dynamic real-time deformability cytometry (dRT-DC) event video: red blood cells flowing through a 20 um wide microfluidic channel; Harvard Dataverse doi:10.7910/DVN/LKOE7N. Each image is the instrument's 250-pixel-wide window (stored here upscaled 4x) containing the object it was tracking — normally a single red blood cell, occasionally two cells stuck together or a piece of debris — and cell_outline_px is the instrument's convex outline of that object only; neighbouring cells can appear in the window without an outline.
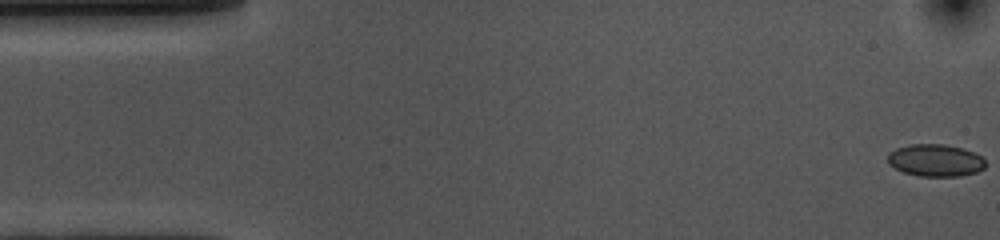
{"species": "common noctule bat (a hibernating species)", "species_latin": "Nyctalus noctula", "temperature_condition": "cold", "stored_images_in_passage": 55, "camera_frame_rate_fps": 3000, "um_per_image_px": 0.085, "animal": {"sex": "female", "body_mass_g": 10.0, "forearm_length_mm": 53.1}, "frame": {"image": 1, "passage_image": 1, "time_ms": 0.0, "image_size_px": [1000, 240], "cell_outline_px": [[984, 168], [976, 172], [960, 176], [920, 176], [904, 172], [888, 164], [888, 152], [896, 148], [912, 144], [944, 144], [964, 148], [976, 152], [984, 160]], "centroid_in_image_um": [79.51, 13.62], "position_along_channel_um": 5.5, "area_um2": 18.38}}
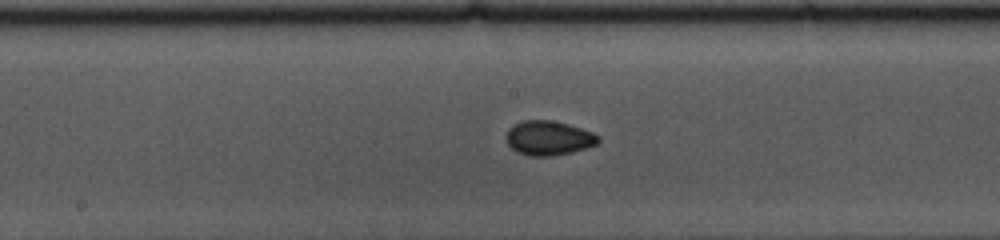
{"frame": {"image": 2, "passage_image": 27, "time_ms": 8.667, "image_size_px": [1000, 240], "cell_outline_px": [[600, 140], [596, 144], [572, 152], [552, 156], [528, 156], [516, 152], [508, 144], [504, 136], [508, 128], [524, 120], [552, 120], [568, 124], [592, 132], [600, 136]], "centroid_in_image_um": [46.6, 11.73], "position_along_channel_um": 201.6, "area_um2": 18.55}}
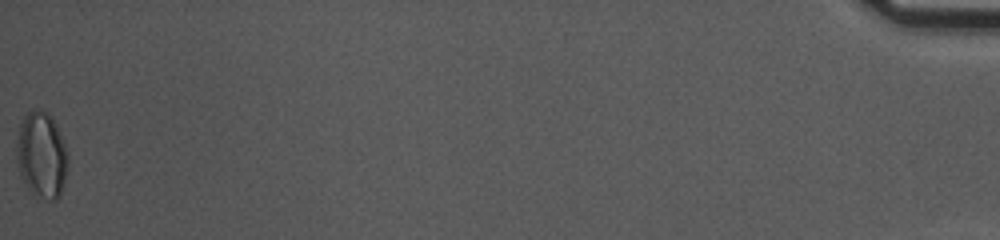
{"frame": {"image": 3, "passage_image": 55, "time_ms": 18.0, "image_size_px": [1000, 240], "cell_outline_px": [[68, 168], [60, 196], [56, 200], [52, 200], [32, 192], [24, 184], [20, 176], [16, 160], [16, 140], [20, 124], [24, 116], [28, 112], [36, 108], [40, 108], [48, 112], [52, 116], [64, 140], [68, 156]], "centroid_in_image_um": [3.54, 13.13], "position_along_channel_um": 431.7, "area_um2": 26.18}, "authors_computed_cell_mechanics": {"area_um2": 17.9758, "velocity_mm_per_s": 3.6177, "shape_relaxation_time_tau1_ms": 9.2537, "shape_relaxation_time_tau2_ms": 1.6042, "deformation_change_tau1": 0.0984, "deformation_change_tau2": 0.0484}}